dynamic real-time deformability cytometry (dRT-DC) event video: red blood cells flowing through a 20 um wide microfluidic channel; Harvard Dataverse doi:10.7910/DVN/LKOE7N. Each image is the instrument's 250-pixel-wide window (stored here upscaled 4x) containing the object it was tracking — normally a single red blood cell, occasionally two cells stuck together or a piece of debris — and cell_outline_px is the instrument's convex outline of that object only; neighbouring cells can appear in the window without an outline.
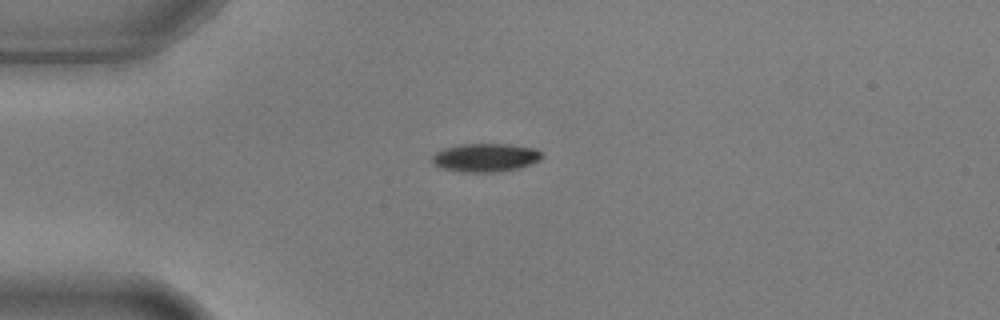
{"species": "common noctule bat (a hibernating species)", "species_latin": "Nyctalus noctula", "temperature_condition": "warm", "stored_images_in_passage": 8, "camera_frame_rate_fps": 3000, "um_per_image_px": 0.085, "animal": {"sex": "male", "body_mass_g": 17.9, "forearm_length_mm": 54.2}, "frame": {"image": 1, "passage_image": 1, "time_ms": 0.0, "image_size_px": [1000, 320], "cell_outline_px": [[544, 156], [540, 160], [516, 168], [496, 172], [460, 172], [440, 168], [432, 160], [432, 156], [436, 152], [444, 148], [460, 144], [508, 144], [536, 148]], "centroid_in_image_um": [41.25, 13.39], "position_along_channel_um": 43.7, "area_um2": 18.09}}
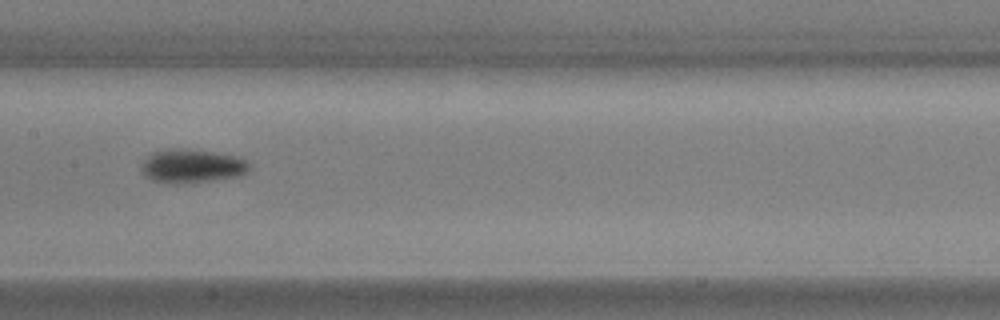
{"frame": {"image": 2, "passage_image": 5, "time_ms": 1.333, "image_size_px": [1000, 320], "cell_outline_px": [[252, 164], [248, 172], [240, 176], [212, 180], [180, 184], [168, 184], [152, 180], [144, 176], [140, 172], [140, 168], [144, 160], [152, 152], [168, 148], [184, 148], [212, 152], [236, 156]], "centroid_in_image_um": [16.28, 14.12], "position_along_channel_um": 191.1, "area_um2": 21.56}}
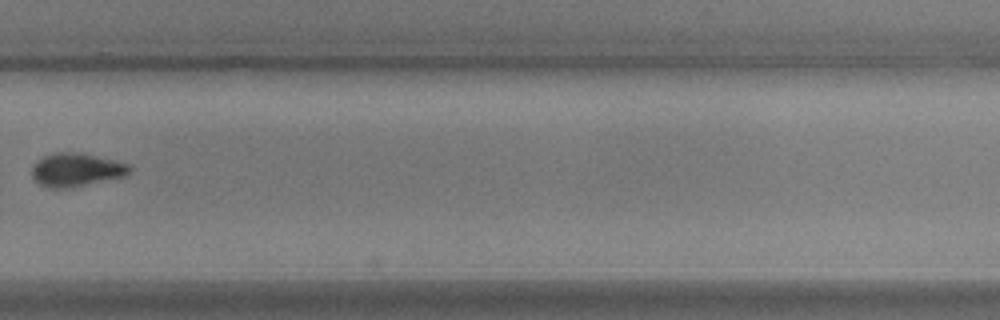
{"frame": {"image": 3, "passage_image": 8, "time_ms": 2.333, "image_size_px": [1000, 320], "cell_outline_px": [[132, 168], [124, 176], [68, 188], [52, 188], [40, 184], [32, 176], [32, 168], [44, 156], [56, 152], [76, 152], [116, 160], [128, 164]], "centroid_in_image_um": [6.49, 14.43], "position_along_channel_um": 323.3, "area_um2": 18.55}}